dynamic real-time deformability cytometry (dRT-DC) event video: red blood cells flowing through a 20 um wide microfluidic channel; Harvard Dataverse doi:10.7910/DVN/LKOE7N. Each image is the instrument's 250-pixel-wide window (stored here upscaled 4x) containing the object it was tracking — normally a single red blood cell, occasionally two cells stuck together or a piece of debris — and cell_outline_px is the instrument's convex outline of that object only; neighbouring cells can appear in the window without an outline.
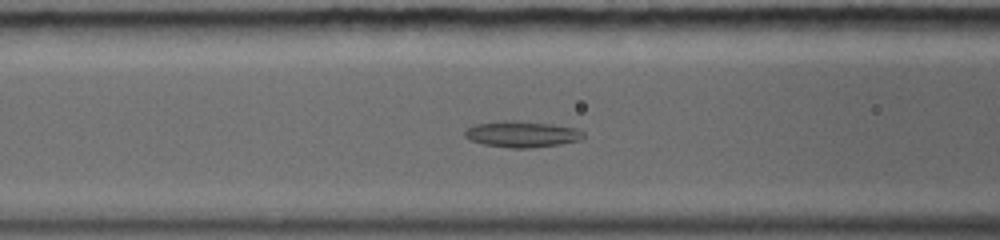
{"species": "common noctule bat (a hibernating species)", "species_latin": "Nyctalus noctula", "temperature_condition": "warm", "stored_images_in_passage": 27, "camera_frame_rate_fps": 5000, "um_per_image_px": 0.085, "animal": {"sex": "female", "body_mass_g": 19.0, "forearm_length_mm": 56.7}, "frame": {"image": 1, "passage_image": 10, "time_ms": 4.8, "image_size_px": [1000, 240], "cell_outline_px": [[584, 136], [580, 140], [560, 144], [532, 148], [508, 148], [484, 144], [472, 140], [464, 136], [464, 132], [468, 128], [476, 124], [504, 120], [516, 120], [552, 124], [576, 128], [584, 132]], "centroid_in_image_um": [44.38, 11.4], "position_along_channel_um": 122.2, "area_um2": 18.09}}
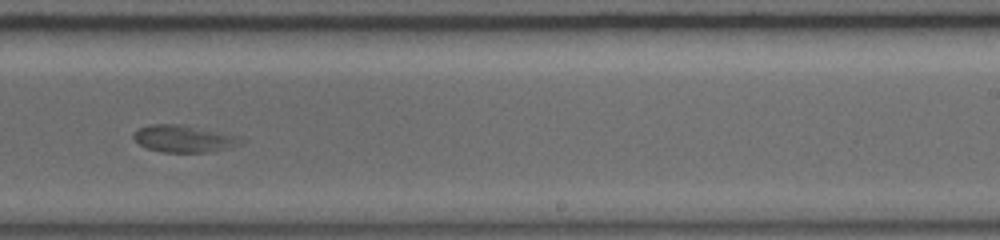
{"frame": {"image": 2, "passage_image": 17, "time_ms": 8.6, "image_size_px": [1000, 240], "cell_outline_px": [[248, 140], [244, 144], [228, 148], [204, 152], [164, 152], [148, 148], [140, 144], [132, 136], [132, 132], [140, 128], [152, 124], [184, 124], [244, 136]], "centroid_in_image_um": [15.75, 11.77], "position_along_channel_um": 273.2, "area_um2": 17.34}}
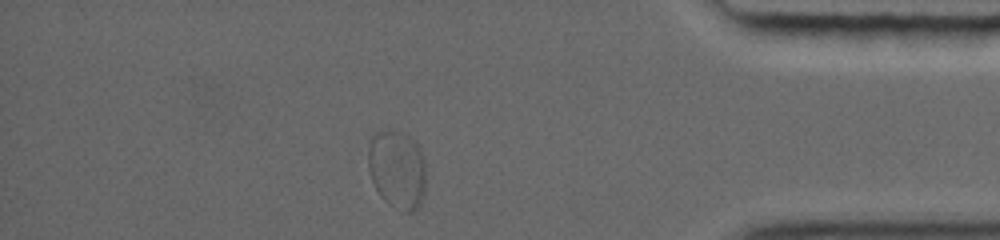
{"frame": {"image": 3, "passage_image": 24, "time_ms": 12.6, "image_size_px": [1000, 240], "cell_outline_px": [[424, 196], [420, 204], [412, 212], [404, 212], [388, 204], [380, 196], [372, 180], [368, 168], [368, 148], [372, 136], [388, 128], [404, 132], [416, 140], [424, 160]], "centroid_in_image_um": [33.75, 14.37], "position_along_channel_um": 401.4, "area_um2": 26.7}}